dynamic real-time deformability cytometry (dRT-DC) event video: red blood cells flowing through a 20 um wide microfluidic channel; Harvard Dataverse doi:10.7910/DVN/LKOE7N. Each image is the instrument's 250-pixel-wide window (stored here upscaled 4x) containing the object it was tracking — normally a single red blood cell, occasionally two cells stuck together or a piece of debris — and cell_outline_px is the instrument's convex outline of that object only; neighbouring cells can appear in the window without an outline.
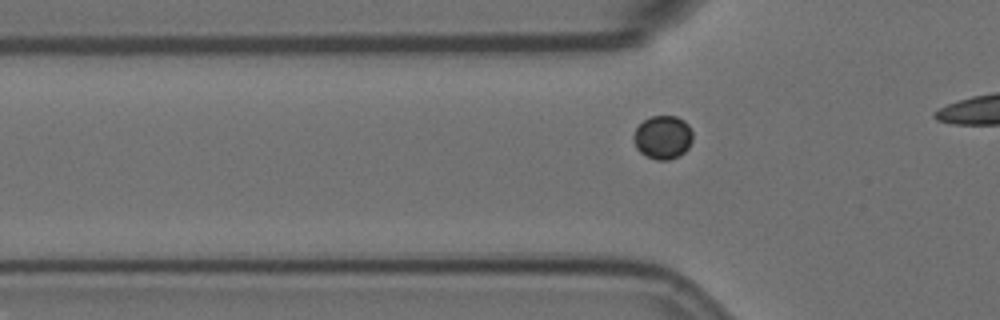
{"species": "Egyptian fruit bat (a non-hibernating species)", "species_latin": "Rousettus aegyptiacus", "temperature_condition": "room temperature", "stored_images_in_passage": 16, "camera_frame_rate_fps": 3000, "um_per_image_px": 0.085, "animal": {"sex": "female"}, "frame": {"image": 1, "passage_image": 7, "time_ms": 2.0, "image_size_px": [1000, 320], "cell_outline_px": [[692, 140], [688, 148], [684, 152], [668, 160], [656, 160], [640, 152], [636, 148], [632, 136], [636, 128], [644, 120], [652, 116], [676, 116], [684, 120], [688, 124], [692, 132]], "centroid_in_image_um": [56.33, 11.66], "position_along_channel_um": 69.5, "area_um2": 14.91}}
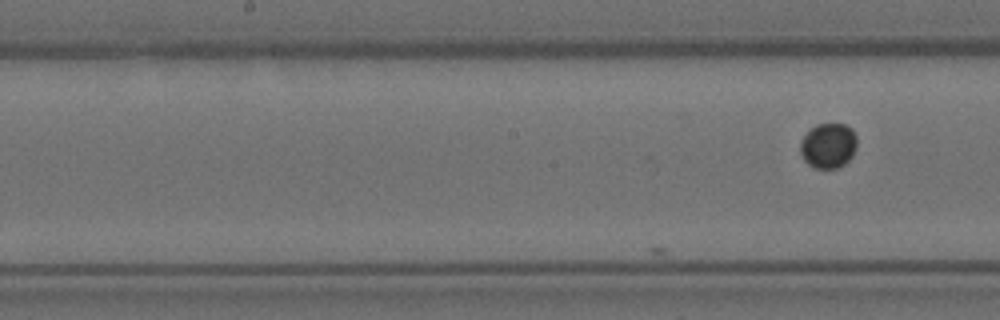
{"frame": {"image": 2, "passage_image": 16, "time_ms": 5.0, "image_size_px": [1000, 320], "cell_outline_px": [[856, 148], [852, 156], [840, 168], [816, 168], [808, 164], [804, 160], [800, 152], [800, 140], [816, 124], [844, 124], [852, 128], [856, 136]], "centroid_in_image_um": [70.41, 12.38], "position_along_channel_um": 177.8, "area_um2": 14.91}}